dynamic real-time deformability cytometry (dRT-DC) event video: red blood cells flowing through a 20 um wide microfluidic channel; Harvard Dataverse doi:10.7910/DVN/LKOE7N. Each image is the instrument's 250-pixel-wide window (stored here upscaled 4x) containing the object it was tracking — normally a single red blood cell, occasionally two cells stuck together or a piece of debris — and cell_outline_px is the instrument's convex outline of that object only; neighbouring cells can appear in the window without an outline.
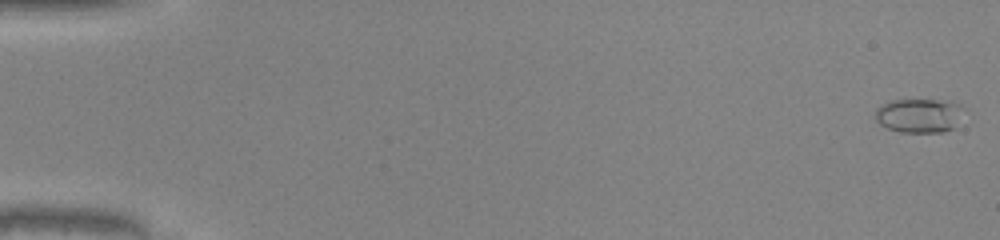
{"species": "common noctule bat (a hibernating species)", "species_latin": "Nyctalus noctula", "temperature_condition": "warm", "stored_images_in_passage": 51, "camera_frame_rate_fps": 3000, "um_per_image_px": 0.085, "animal": {"sex": "male", "body_mass_g": 20.0, "forearm_length_mm": 53.3}, "frame": {"image": 1, "passage_image": 1, "time_ms": 0.0, "image_size_px": [1000, 240], "cell_outline_px": [[968, 108], [952, 128], [944, 132], [900, 132], [888, 128], [880, 124], [876, 120], [876, 108], [892, 100], [952, 100]], "centroid_in_image_um": [78.2, 9.8], "position_along_channel_um": 6.8, "area_um2": 17.8}}
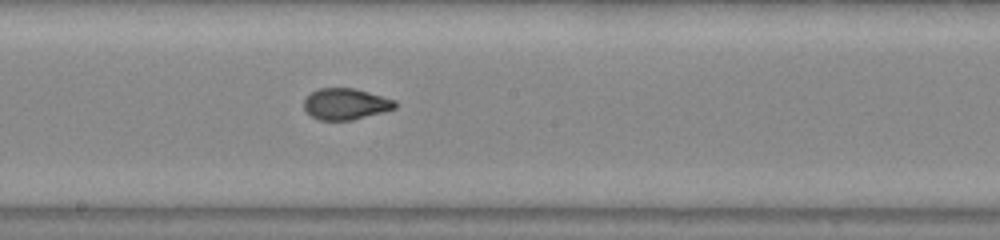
{"frame": {"image": 2, "passage_image": 29, "time_ms": 9.333, "image_size_px": [1000, 240], "cell_outline_px": [[396, 108], [384, 112], [352, 120], [320, 120], [312, 116], [304, 108], [304, 100], [312, 92], [320, 88], [356, 88], [396, 100]], "centroid_in_image_um": [29.41, 8.83], "position_along_channel_um": 218.8, "area_um2": 16.59}}
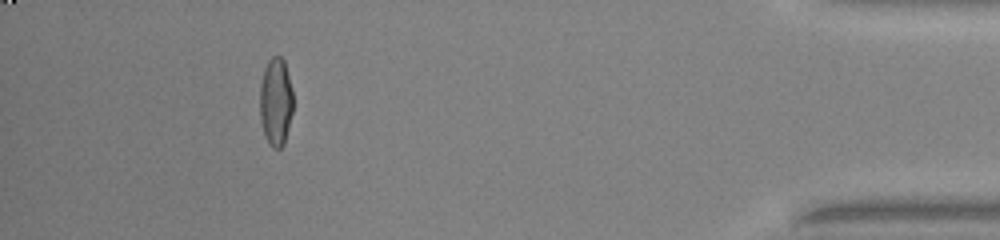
{"frame": {"image": 3, "passage_image": 47, "time_ms": 15.333, "image_size_px": [1000, 240], "cell_outline_px": [[292, 112], [284, 144], [280, 148], [272, 148], [268, 144], [264, 136], [260, 120], [260, 84], [264, 68], [268, 60], [272, 56], [280, 56], [284, 60], [292, 88]], "centroid_in_image_um": [23.42, 8.66], "position_along_channel_um": 411.8, "area_um2": 17.22}, "authors_computed_cell_mechanics": {"area_um2": 16.9354, "velocity_mm_per_s": 4.1373, "shape_relaxation_time_tau1_ms": 5.7581, "shape_relaxation_time_tau2_ms": null, "deformation_change_tau1": 0.2586, "deformation_change_tau2": null}}